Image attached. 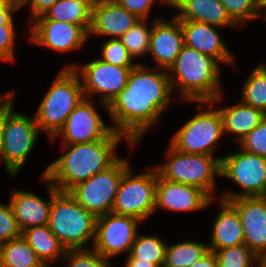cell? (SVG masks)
Returning <instances> with one entry per match:
<instances>
[{
  "instance_id": "36",
  "label": "cell",
  "mask_w": 266,
  "mask_h": 267,
  "mask_svg": "<svg viewBox=\"0 0 266 267\" xmlns=\"http://www.w3.org/2000/svg\"><path fill=\"white\" fill-rule=\"evenodd\" d=\"M239 144L244 151L266 158V117Z\"/></svg>"
},
{
  "instance_id": "23",
  "label": "cell",
  "mask_w": 266,
  "mask_h": 267,
  "mask_svg": "<svg viewBox=\"0 0 266 267\" xmlns=\"http://www.w3.org/2000/svg\"><path fill=\"white\" fill-rule=\"evenodd\" d=\"M221 212L216 217L209 250H217L244 244L242 222L237 210L228 202L220 199Z\"/></svg>"
},
{
  "instance_id": "17",
  "label": "cell",
  "mask_w": 266,
  "mask_h": 267,
  "mask_svg": "<svg viewBox=\"0 0 266 267\" xmlns=\"http://www.w3.org/2000/svg\"><path fill=\"white\" fill-rule=\"evenodd\" d=\"M212 200L202 189L165 180L157 172L155 210L196 211L210 205Z\"/></svg>"
},
{
  "instance_id": "3",
  "label": "cell",
  "mask_w": 266,
  "mask_h": 267,
  "mask_svg": "<svg viewBox=\"0 0 266 267\" xmlns=\"http://www.w3.org/2000/svg\"><path fill=\"white\" fill-rule=\"evenodd\" d=\"M218 62L210 56L183 45L181 52L168 69V72L171 71L168 75L172 90L179 89L183 99L187 101L205 104L220 101L222 91L219 85L220 66ZM172 73L174 77L171 75ZM174 86L178 88H174Z\"/></svg>"
},
{
  "instance_id": "28",
  "label": "cell",
  "mask_w": 266,
  "mask_h": 267,
  "mask_svg": "<svg viewBox=\"0 0 266 267\" xmlns=\"http://www.w3.org/2000/svg\"><path fill=\"white\" fill-rule=\"evenodd\" d=\"M209 251L208 245L196 241L167 245L163 267H191Z\"/></svg>"
},
{
  "instance_id": "16",
  "label": "cell",
  "mask_w": 266,
  "mask_h": 267,
  "mask_svg": "<svg viewBox=\"0 0 266 267\" xmlns=\"http://www.w3.org/2000/svg\"><path fill=\"white\" fill-rule=\"evenodd\" d=\"M237 210L243 228L244 244L258 257L266 253V196L228 200Z\"/></svg>"
},
{
  "instance_id": "48",
  "label": "cell",
  "mask_w": 266,
  "mask_h": 267,
  "mask_svg": "<svg viewBox=\"0 0 266 267\" xmlns=\"http://www.w3.org/2000/svg\"><path fill=\"white\" fill-rule=\"evenodd\" d=\"M0 267H4V261H3V254H2L1 244H0Z\"/></svg>"
},
{
  "instance_id": "31",
  "label": "cell",
  "mask_w": 266,
  "mask_h": 267,
  "mask_svg": "<svg viewBox=\"0 0 266 267\" xmlns=\"http://www.w3.org/2000/svg\"><path fill=\"white\" fill-rule=\"evenodd\" d=\"M148 29L146 19H140L119 38L132 58L149 52L152 25Z\"/></svg>"
},
{
  "instance_id": "11",
  "label": "cell",
  "mask_w": 266,
  "mask_h": 267,
  "mask_svg": "<svg viewBox=\"0 0 266 267\" xmlns=\"http://www.w3.org/2000/svg\"><path fill=\"white\" fill-rule=\"evenodd\" d=\"M129 169L120 182L112 213L145 220L155 210L157 170L131 175Z\"/></svg>"
},
{
  "instance_id": "33",
  "label": "cell",
  "mask_w": 266,
  "mask_h": 267,
  "mask_svg": "<svg viewBox=\"0 0 266 267\" xmlns=\"http://www.w3.org/2000/svg\"><path fill=\"white\" fill-rule=\"evenodd\" d=\"M225 6L231 19L238 25L263 17L259 9L262 8V0H220Z\"/></svg>"
},
{
  "instance_id": "13",
  "label": "cell",
  "mask_w": 266,
  "mask_h": 267,
  "mask_svg": "<svg viewBox=\"0 0 266 267\" xmlns=\"http://www.w3.org/2000/svg\"><path fill=\"white\" fill-rule=\"evenodd\" d=\"M140 222L135 217L114 213L97 217L92 248L107 259L124 251L130 254Z\"/></svg>"
},
{
  "instance_id": "18",
  "label": "cell",
  "mask_w": 266,
  "mask_h": 267,
  "mask_svg": "<svg viewBox=\"0 0 266 267\" xmlns=\"http://www.w3.org/2000/svg\"><path fill=\"white\" fill-rule=\"evenodd\" d=\"M140 19L114 0H94L89 34L115 36L119 39ZM117 36V37H116Z\"/></svg>"
},
{
  "instance_id": "45",
  "label": "cell",
  "mask_w": 266,
  "mask_h": 267,
  "mask_svg": "<svg viewBox=\"0 0 266 267\" xmlns=\"http://www.w3.org/2000/svg\"><path fill=\"white\" fill-rule=\"evenodd\" d=\"M3 105L0 107V150L2 145Z\"/></svg>"
},
{
  "instance_id": "24",
  "label": "cell",
  "mask_w": 266,
  "mask_h": 267,
  "mask_svg": "<svg viewBox=\"0 0 266 267\" xmlns=\"http://www.w3.org/2000/svg\"><path fill=\"white\" fill-rule=\"evenodd\" d=\"M223 118L224 133L237 135L238 143L266 117L261 110L240 101L235 106L219 109Z\"/></svg>"
},
{
  "instance_id": "35",
  "label": "cell",
  "mask_w": 266,
  "mask_h": 267,
  "mask_svg": "<svg viewBox=\"0 0 266 267\" xmlns=\"http://www.w3.org/2000/svg\"><path fill=\"white\" fill-rule=\"evenodd\" d=\"M104 62L123 67H134L133 58L128 53L127 48L119 39H109L102 46V57Z\"/></svg>"
},
{
  "instance_id": "15",
  "label": "cell",
  "mask_w": 266,
  "mask_h": 267,
  "mask_svg": "<svg viewBox=\"0 0 266 267\" xmlns=\"http://www.w3.org/2000/svg\"><path fill=\"white\" fill-rule=\"evenodd\" d=\"M33 21L30 40L54 51L68 52L79 49L89 35L81 25L49 20L44 15Z\"/></svg>"
},
{
  "instance_id": "22",
  "label": "cell",
  "mask_w": 266,
  "mask_h": 267,
  "mask_svg": "<svg viewBox=\"0 0 266 267\" xmlns=\"http://www.w3.org/2000/svg\"><path fill=\"white\" fill-rule=\"evenodd\" d=\"M170 6L179 10L175 16L178 20L203 22L216 27L237 26L220 0H170Z\"/></svg>"
},
{
  "instance_id": "42",
  "label": "cell",
  "mask_w": 266,
  "mask_h": 267,
  "mask_svg": "<svg viewBox=\"0 0 266 267\" xmlns=\"http://www.w3.org/2000/svg\"><path fill=\"white\" fill-rule=\"evenodd\" d=\"M191 267H218L216 263V255L214 252H207L202 258H200Z\"/></svg>"
},
{
  "instance_id": "44",
  "label": "cell",
  "mask_w": 266,
  "mask_h": 267,
  "mask_svg": "<svg viewBox=\"0 0 266 267\" xmlns=\"http://www.w3.org/2000/svg\"><path fill=\"white\" fill-rule=\"evenodd\" d=\"M0 2L10 4L16 7L17 9L25 5V0H0Z\"/></svg>"
},
{
  "instance_id": "21",
  "label": "cell",
  "mask_w": 266,
  "mask_h": 267,
  "mask_svg": "<svg viewBox=\"0 0 266 267\" xmlns=\"http://www.w3.org/2000/svg\"><path fill=\"white\" fill-rule=\"evenodd\" d=\"M49 189V202L43 201L34 193L13 191L10 205L20 231L33 226L46 225L49 222L50 209L53 200V185L44 176Z\"/></svg>"
},
{
  "instance_id": "40",
  "label": "cell",
  "mask_w": 266,
  "mask_h": 267,
  "mask_svg": "<svg viewBox=\"0 0 266 267\" xmlns=\"http://www.w3.org/2000/svg\"><path fill=\"white\" fill-rule=\"evenodd\" d=\"M57 1L58 0H25V4L30 2L31 22L36 18L43 16Z\"/></svg>"
},
{
  "instance_id": "49",
  "label": "cell",
  "mask_w": 266,
  "mask_h": 267,
  "mask_svg": "<svg viewBox=\"0 0 266 267\" xmlns=\"http://www.w3.org/2000/svg\"><path fill=\"white\" fill-rule=\"evenodd\" d=\"M262 8L265 9L264 10L265 11V16L264 17H265V21H266V0L262 1Z\"/></svg>"
},
{
  "instance_id": "34",
  "label": "cell",
  "mask_w": 266,
  "mask_h": 267,
  "mask_svg": "<svg viewBox=\"0 0 266 267\" xmlns=\"http://www.w3.org/2000/svg\"><path fill=\"white\" fill-rule=\"evenodd\" d=\"M63 259L68 260V267H111L108 259L93 248L67 250Z\"/></svg>"
},
{
  "instance_id": "12",
  "label": "cell",
  "mask_w": 266,
  "mask_h": 267,
  "mask_svg": "<svg viewBox=\"0 0 266 267\" xmlns=\"http://www.w3.org/2000/svg\"><path fill=\"white\" fill-rule=\"evenodd\" d=\"M65 68H74L82 83L85 98L89 94L100 93L101 103L108 111V105L126 87L127 80L133 67L116 66L101 59L91 61L77 68L76 64L66 65Z\"/></svg>"
},
{
  "instance_id": "8",
  "label": "cell",
  "mask_w": 266,
  "mask_h": 267,
  "mask_svg": "<svg viewBox=\"0 0 266 267\" xmlns=\"http://www.w3.org/2000/svg\"><path fill=\"white\" fill-rule=\"evenodd\" d=\"M129 169L127 160L120 157L112 166L77 184L68 193L96 218L112 213L120 182Z\"/></svg>"
},
{
  "instance_id": "41",
  "label": "cell",
  "mask_w": 266,
  "mask_h": 267,
  "mask_svg": "<svg viewBox=\"0 0 266 267\" xmlns=\"http://www.w3.org/2000/svg\"><path fill=\"white\" fill-rule=\"evenodd\" d=\"M18 10L16 7L0 2V28L3 25H14L13 12Z\"/></svg>"
},
{
  "instance_id": "46",
  "label": "cell",
  "mask_w": 266,
  "mask_h": 267,
  "mask_svg": "<svg viewBox=\"0 0 266 267\" xmlns=\"http://www.w3.org/2000/svg\"><path fill=\"white\" fill-rule=\"evenodd\" d=\"M257 265L258 267H266V253L259 257Z\"/></svg>"
},
{
  "instance_id": "29",
  "label": "cell",
  "mask_w": 266,
  "mask_h": 267,
  "mask_svg": "<svg viewBox=\"0 0 266 267\" xmlns=\"http://www.w3.org/2000/svg\"><path fill=\"white\" fill-rule=\"evenodd\" d=\"M241 101L266 114V64L260 63L245 82Z\"/></svg>"
},
{
  "instance_id": "25",
  "label": "cell",
  "mask_w": 266,
  "mask_h": 267,
  "mask_svg": "<svg viewBox=\"0 0 266 267\" xmlns=\"http://www.w3.org/2000/svg\"><path fill=\"white\" fill-rule=\"evenodd\" d=\"M21 235L45 265H49V261L53 263L59 256V259L65 256L67 250L48 224L29 227Z\"/></svg>"
},
{
  "instance_id": "30",
  "label": "cell",
  "mask_w": 266,
  "mask_h": 267,
  "mask_svg": "<svg viewBox=\"0 0 266 267\" xmlns=\"http://www.w3.org/2000/svg\"><path fill=\"white\" fill-rule=\"evenodd\" d=\"M167 244L160 237L138 235L134 240L130 254L135 259L156 264L163 267L165 262Z\"/></svg>"
},
{
  "instance_id": "5",
  "label": "cell",
  "mask_w": 266,
  "mask_h": 267,
  "mask_svg": "<svg viewBox=\"0 0 266 267\" xmlns=\"http://www.w3.org/2000/svg\"><path fill=\"white\" fill-rule=\"evenodd\" d=\"M74 68H63L39 104L35 115L39 130L51 139L64 127L67 117L85 98L82 83Z\"/></svg>"
},
{
  "instance_id": "14",
  "label": "cell",
  "mask_w": 266,
  "mask_h": 267,
  "mask_svg": "<svg viewBox=\"0 0 266 267\" xmlns=\"http://www.w3.org/2000/svg\"><path fill=\"white\" fill-rule=\"evenodd\" d=\"M112 131L111 126L104 124L91 100L84 98L67 117L57 135H62L63 145H68L102 140Z\"/></svg>"
},
{
  "instance_id": "6",
  "label": "cell",
  "mask_w": 266,
  "mask_h": 267,
  "mask_svg": "<svg viewBox=\"0 0 266 267\" xmlns=\"http://www.w3.org/2000/svg\"><path fill=\"white\" fill-rule=\"evenodd\" d=\"M15 93L3 104V128L0 159L4 160L10 177L18 174L23 167L36 140L39 127L35 117L13 111L12 99Z\"/></svg>"
},
{
  "instance_id": "26",
  "label": "cell",
  "mask_w": 266,
  "mask_h": 267,
  "mask_svg": "<svg viewBox=\"0 0 266 267\" xmlns=\"http://www.w3.org/2000/svg\"><path fill=\"white\" fill-rule=\"evenodd\" d=\"M94 0H58L44 14L49 20L81 25L87 32L91 27Z\"/></svg>"
},
{
  "instance_id": "37",
  "label": "cell",
  "mask_w": 266,
  "mask_h": 267,
  "mask_svg": "<svg viewBox=\"0 0 266 267\" xmlns=\"http://www.w3.org/2000/svg\"><path fill=\"white\" fill-rule=\"evenodd\" d=\"M21 236L12 207L0 203V244Z\"/></svg>"
},
{
  "instance_id": "47",
  "label": "cell",
  "mask_w": 266,
  "mask_h": 267,
  "mask_svg": "<svg viewBox=\"0 0 266 267\" xmlns=\"http://www.w3.org/2000/svg\"><path fill=\"white\" fill-rule=\"evenodd\" d=\"M14 92H8V94L4 95V96H1L0 95V107L10 98L11 95H13Z\"/></svg>"
},
{
  "instance_id": "39",
  "label": "cell",
  "mask_w": 266,
  "mask_h": 267,
  "mask_svg": "<svg viewBox=\"0 0 266 267\" xmlns=\"http://www.w3.org/2000/svg\"><path fill=\"white\" fill-rule=\"evenodd\" d=\"M118 5L124 7L130 13L135 14L139 19H147L149 10L153 3L162 1L170 5V0H114Z\"/></svg>"
},
{
  "instance_id": "27",
  "label": "cell",
  "mask_w": 266,
  "mask_h": 267,
  "mask_svg": "<svg viewBox=\"0 0 266 267\" xmlns=\"http://www.w3.org/2000/svg\"><path fill=\"white\" fill-rule=\"evenodd\" d=\"M4 267H44L45 264L22 237L1 244Z\"/></svg>"
},
{
  "instance_id": "2",
  "label": "cell",
  "mask_w": 266,
  "mask_h": 267,
  "mask_svg": "<svg viewBox=\"0 0 266 267\" xmlns=\"http://www.w3.org/2000/svg\"><path fill=\"white\" fill-rule=\"evenodd\" d=\"M122 137L125 136L112 131L102 140L63 145V150H69L47 166L42 177L45 176L60 192H69L120 158L115 156L114 151Z\"/></svg>"
},
{
  "instance_id": "4",
  "label": "cell",
  "mask_w": 266,
  "mask_h": 267,
  "mask_svg": "<svg viewBox=\"0 0 266 267\" xmlns=\"http://www.w3.org/2000/svg\"><path fill=\"white\" fill-rule=\"evenodd\" d=\"M48 226L66 250L88 249L89 240L94 244L96 217L54 186Z\"/></svg>"
},
{
  "instance_id": "38",
  "label": "cell",
  "mask_w": 266,
  "mask_h": 267,
  "mask_svg": "<svg viewBox=\"0 0 266 267\" xmlns=\"http://www.w3.org/2000/svg\"><path fill=\"white\" fill-rule=\"evenodd\" d=\"M16 31L14 25H3L0 28V60H14V39Z\"/></svg>"
},
{
  "instance_id": "10",
  "label": "cell",
  "mask_w": 266,
  "mask_h": 267,
  "mask_svg": "<svg viewBox=\"0 0 266 267\" xmlns=\"http://www.w3.org/2000/svg\"><path fill=\"white\" fill-rule=\"evenodd\" d=\"M198 112L173 136L170 145L183 153L213 155L216 142L224 133L223 118L218 110Z\"/></svg>"
},
{
  "instance_id": "7",
  "label": "cell",
  "mask_w": 266,
  "mask_h": 267,
  "mask_svg": "<svg viewBox=\"0 0 266 267\" xmlns=\"http://www.w3.org/2000/svg\"><path fill=\"white\" fill-rule=\"evenodd\" d=\"M167 157L170 159L164 165L155 167L163 179L196 186L213 199L214 176L220 175L222 157L183 153L171 145Z\"/></svg>"
},
{
  "instance_id": "19",
  "label": "cell",
  "mask_w": 266,
  "mask_h": 267,
  "mask_svg": "<svg viewBox=\"0 0 266 267\" xmlns=\"http://www.w3.org/2000/svg\"><path fill=\"white\" fill-rule=\"evenodd\" d=\"M179 22L183 32L184 45L219 62L234 64V56L222 42L220 35L213 27L214 25L190 20H179Z\"/></svg>"
},
{
  "instance_id": "1",
  "label": "cell",
  "mask_w": 266,
  "mask_h": 267,
  "mask_svg": "<svg viewBox=\"0 0 266 267\" xmlns=\"http://www.w3.org/2000/svg\"><path fill=\"white\" fill-rule=\"evenodd\" d=\"M171 92L167 71L154 73L153 69L136 64L126 87L108 105L113 131L124 135L128 144L134 147L165 111Z\"/></svg>"
},
{
  "instance_id": "20",
  "label": "cell",
  "mask_w": 266,
  "mask_h": 267,
  "mask_svg": "<svg viewBox=\"0 0 266 267\" xmlns=\"http://www.w3.org/2000/svg\"><path fill=\"white\" fill-rule=\"evenodd\" d=\"M183 45V32L176 17L169 22L158 19L153 22L149 53L161 68L168 70L171 67Z\"/></svg>"
},
{
  "instance_id": "43",
  "label": "cell",
  "mask_w": 266,
  "mask_h": 267,
  "mask_svg": "<svg viewBox=\"0 0 266 267\" xmlns=\"http://www.w3.org/2000/svg\"><path fill=\"white\" fill-rule=\"evenodd\" d=\"M125 267H158L154 263L141 261L140 259H135L131 254L127 255Z\"/></svg>"
},
{
  "instance_id": "9",
  "label": "cell",
  "mask_w": 266,
  "mask_h": 267,
  "mask_svg": "<svg viewBox=\"0 0 266 267\" xmlns=\"http://www.w3.org/2000/svg\"><path fill=\"white\" fill-rule=\"evenodd\" d=\"M220 176L233 180L243 191L225 193L221 200L266 196V158L241 149L221 158Z\"/></svg>"
},
{
  "instance_id": "32",
  "label": "cell",
  "mask_w": 266,
  "mask_h": 267,
  "mask_svg": "<svg viewBox=\"0 0 266 267\" xmlns=\"http://www.w3.org/2000/svg\"><path fill=\"white\" fill-rule=\"evenodd\" d=\"M214 253L218 267H253L252 263L259 260V257L245 244L220 249Z\"/></svg>"
}]
</instances>
